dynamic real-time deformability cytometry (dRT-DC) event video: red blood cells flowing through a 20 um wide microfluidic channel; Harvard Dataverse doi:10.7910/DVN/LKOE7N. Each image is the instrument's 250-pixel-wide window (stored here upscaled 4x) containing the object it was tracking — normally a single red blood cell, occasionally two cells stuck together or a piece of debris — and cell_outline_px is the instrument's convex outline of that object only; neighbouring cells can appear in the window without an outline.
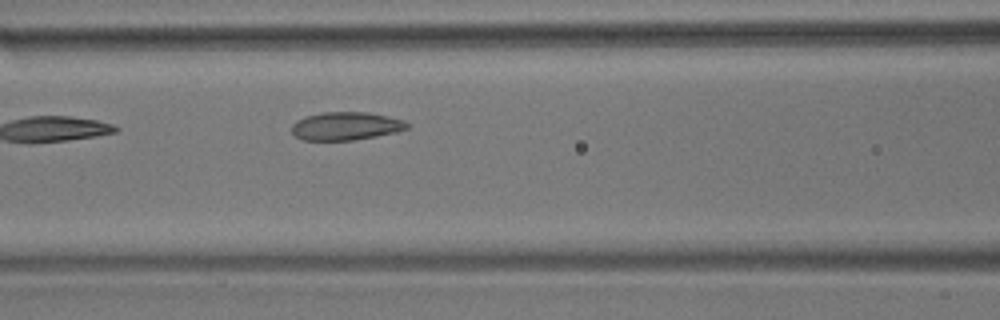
{"species": "common noctule bat (a hibernating species)", "species_latin": "Nyctalus noctula", "temperature_condition": "room temperature", "stored_images_in_passage": 9, "camera_frame_rate_fps": 3000, "um_per_image_px": 0.085, "animal": {"sex": "male", "body_mass_g": 17.9}, "frame": {"image": 1, "passage_image": 9, "time_ms": 10.0, "image_size_px": [1000, 320], "cell_outline_px": [[408, 128], [396, 132], [376, 136], [352, 140], [304, 140], [296, 136], [292, 132], [292, 124], [296, 120], [304, 116], [324, 112], [368, 112], [388, 116], [404, 120], [408, 124]], "centroid_in_image_um": [29.39, 10.7], "position_along_channel_um": 137.2, "area_um2": 18.9}}